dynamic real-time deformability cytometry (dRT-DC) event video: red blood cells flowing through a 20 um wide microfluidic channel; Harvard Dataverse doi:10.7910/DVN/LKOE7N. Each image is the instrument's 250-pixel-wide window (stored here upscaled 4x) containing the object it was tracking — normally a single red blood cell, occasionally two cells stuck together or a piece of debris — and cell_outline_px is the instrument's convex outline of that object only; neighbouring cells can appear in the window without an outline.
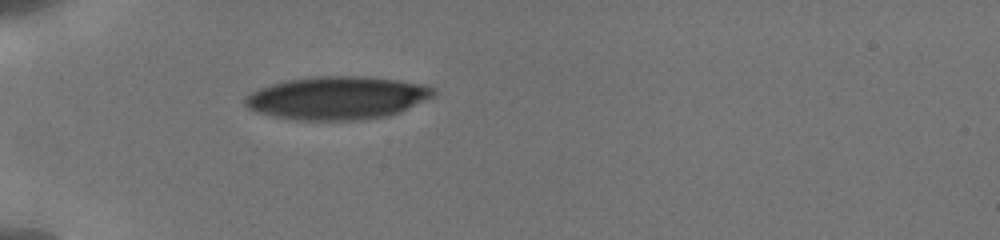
{"species": "human", "species_latin": "Homo sapiens", "temperature_condition": "cold", "stored_images_in_passage": 4, "camera_frame_rate_fps": 3000, "um_per_image_px": 0.085, "donor": {"sex": "male"}, "frame": {"image": 1, "passage_image": 1, "time_ms": 0.0, "image_size_px": [1000, 240], "cell_outline_px": [[436, 96], [400, 112], [388, 116], [352, 120], [296, 120], [256, 112], [248, 108], [244, 104], [244, 96], [260, 88], [272, 84], [288, 80], [320, 76], [368, 76], [424, 84], [436, 88]], "centroid_in_image_um": [28.71, 8.32], "position_along_channel_um": 56.3, "area_um2": 47.34}}